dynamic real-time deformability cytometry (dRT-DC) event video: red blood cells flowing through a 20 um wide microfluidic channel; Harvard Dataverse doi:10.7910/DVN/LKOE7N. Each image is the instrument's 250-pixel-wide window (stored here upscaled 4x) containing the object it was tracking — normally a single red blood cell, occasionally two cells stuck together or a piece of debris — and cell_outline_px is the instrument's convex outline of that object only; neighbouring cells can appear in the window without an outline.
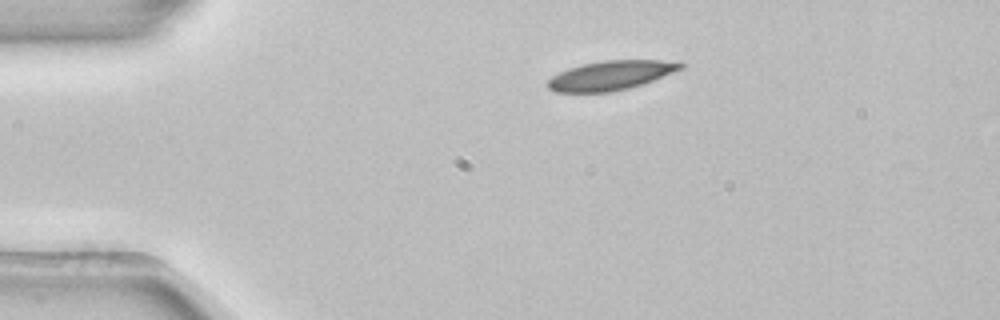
{"species": "common noctule bat (a hibernating species)", "species_latin": "Nyctalus noctula", "temperature_condition": "room temperature", "stored_images_in_passage": 2, "camera_frame_rate_fps": 3000, "um_per_image_px": 0.085, "animal": {"sex": "female", "body_mass_g": 22.7, "forearm_length_mm": 54.2}, "frame": {"image": 1, "passage_image": 1, "time_ms": 0.0, "image_size_px": [1000, 320], "cell_outline_px": [[684, 68], [644, 84], [612, 92], [556, 92], [548, 88], [544, 84], [552, 76], [568, 68], [584, 64], [604, 60], [680, 60], [684, 64]], "centroid_in_image_um": [51.96, 6.4], "position_along_channel_um": 33.0, "area_um2": 22.95}}